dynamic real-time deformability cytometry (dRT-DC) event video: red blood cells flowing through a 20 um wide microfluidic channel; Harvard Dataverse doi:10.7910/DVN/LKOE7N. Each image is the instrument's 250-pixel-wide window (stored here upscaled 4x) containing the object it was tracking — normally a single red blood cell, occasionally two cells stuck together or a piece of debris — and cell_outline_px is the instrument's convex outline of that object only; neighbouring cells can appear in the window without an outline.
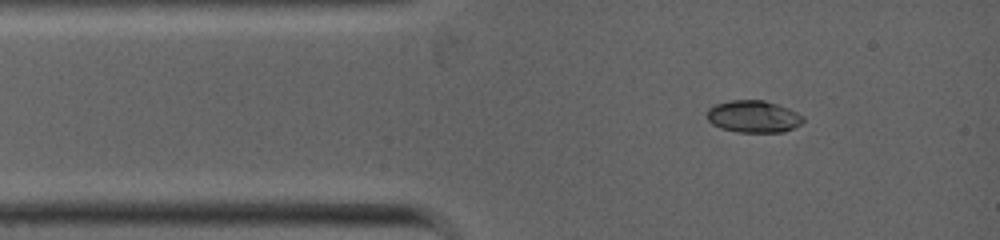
{"species": "common noctule bat (a hibernating species)", "species_latin": "Nyctalus noctula", "temperature_condition": "warm", "stored_images_in_passage": 2, "camera_frame_rate_fps": 5000, "um_per_image_px": 0.085, "animal": {"sex": "female", "body_mass_g": 19.0, "forearm_length_mm": 53.3}, "frame": {"image": 1, "passage_image": 1, "time_ms": 0.0, "image_size_px": [1000, 240], "cell_outline_px": [[804, 120], [800, 124], [784, 132], [736, 132], [720, 128], [712, 124], [708, 120], [708, 108], [712, 104], [728, 100], [764, 100], [788, 108], [804, 116]], "centroid_in_image_um": [64.01, 9.9], "position_along_channel_um": 21.0, "area_um2": 18.09}}
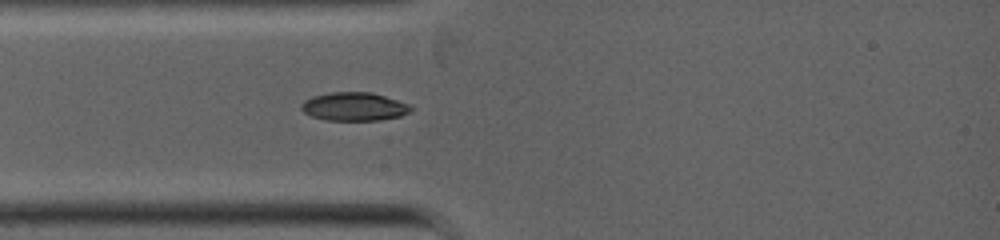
{"frame": {"image": 2, "passage_image": 2, "time_ms": 1.2, "image_size_px": [1000, 240], "cell_outline_px": [[412, 108], [408, 112], [400, 116], [380, 120], [324, 120], [312, 116], [304, 112], [300, 108], [300, 104], [304, 100], [312, 96], [332, 92], [372, 92], [408, 104]], "centroid_in_image_um": [30.05, 9.06], "position_along_channel_um": 55.0, "area_um2": 18.03}}